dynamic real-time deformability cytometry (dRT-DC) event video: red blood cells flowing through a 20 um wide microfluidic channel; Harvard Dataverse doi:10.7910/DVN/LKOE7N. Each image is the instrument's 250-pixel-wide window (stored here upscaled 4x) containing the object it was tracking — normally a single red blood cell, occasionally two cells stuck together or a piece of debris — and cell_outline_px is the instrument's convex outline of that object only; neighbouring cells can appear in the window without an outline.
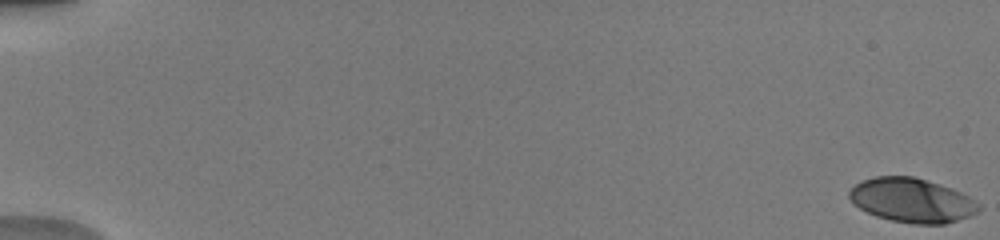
{"species": "human", "species_latin": "Homo sapiens", "temperature_condition": "warm", "stored_images_in_passage": 24, "camera_frame_rate_fps": 3000, "um_per_image_px": 0.085, "donor": {"sex": "male"}, "frame": {"image": 1, "passage_image": 1, "time_ms": 0.0, "image_size_px": [1000, 240], "cell_outline_px": [[980, 208], [976, 212], [968, 216], [944, 224], [912, 224], [892, 220], [876, 216], [860, 208], [848, 196], [848, 192], [856, 184], [864, 180], [876, 176], [912, 176], [952, 188], [968, 196], [980, 204]], "centroid_in_image_um": [77.51, 17.02], "position_along_channel_um": 7.5, "area_um2": 32.95}}
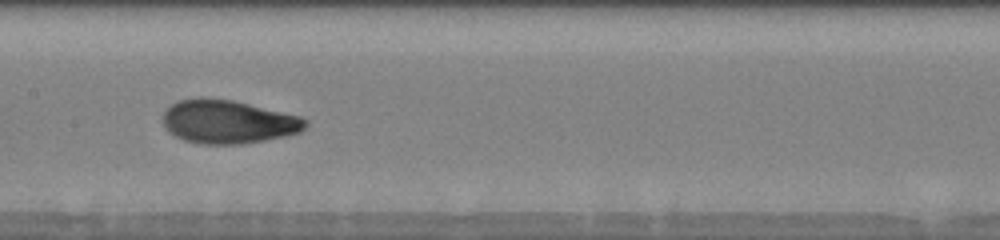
{"frame": {"image": 2, "passage_image": 15, "time_ms": 9.333, "image_size_px": [1000, 240], "cell_outline_px": [[308, 124], [300, 132], [284, 136], [264, 140], [240, 144], [204, 144], [184, 140], [168, 132], [164, 124], [164, 108], [176, 100], [200, 96], [208, 96], [232, 100], [300, 116], [308, 120]], "centroid_in_image_um": [19.34, 10.32], "position_along_channel_um": 188.1, "area_um2": 36.41}}
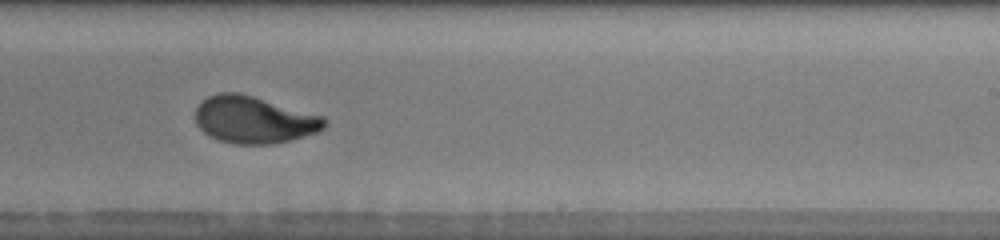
{"frame": {"image": 3, "passage_image": 17, "time_ms": 11.333, "image_size_px": [1000, 240], "cell_outline_px": [[328, 124], [320, 132], [292, 140], [272, 144], [236, 144], [220, 140], [204, 132], [196, 124], [196, 108], [200, 100], [216, 92], [240, 92], [324, 116], [328, 120]], "centroid_in_image_um": [21.62, 10.17], "position_along_channel_um": 267.4, "area_um2": 35.84}, "authors_computed_cell_mechanics": {"area_um2": 34.102, "velocity_mm_per_s": 3.9916, "shape_relaxation_time_tau1_ms": 2.7746, "shape_relaxation_time_tau2_ms": 1.0175, "deformation_change_tau1": 0.2006, "deformation_change_tau2": 0.0554}}